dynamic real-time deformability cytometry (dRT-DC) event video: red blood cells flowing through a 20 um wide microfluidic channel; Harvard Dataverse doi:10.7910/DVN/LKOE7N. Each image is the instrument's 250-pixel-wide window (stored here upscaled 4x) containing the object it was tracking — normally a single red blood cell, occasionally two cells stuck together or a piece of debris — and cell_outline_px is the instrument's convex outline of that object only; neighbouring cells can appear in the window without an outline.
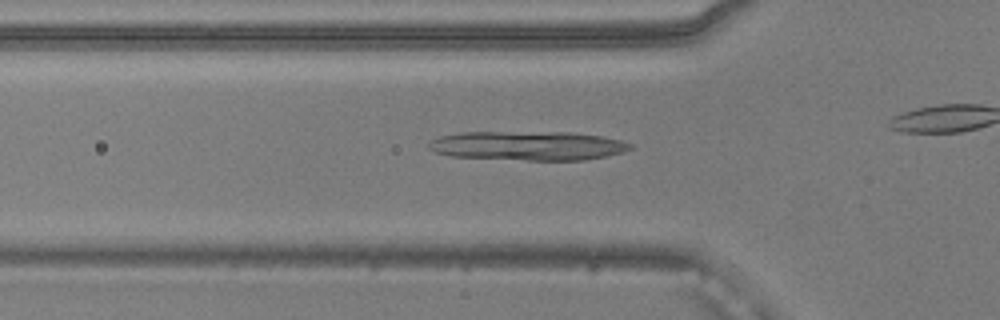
{"species": "common noctule bat (a hibernating species)", "species_latin": "Nyctalus noctula", "temperature_condition": "warm", "stored_images_in_passage": 40, "camera_frame_rate_fps": 3000, "um_per_image_px": 0.085, "animal": {"sex": "male", "body_mass_g": 20.5, "forearm_length_mm": 52.5}, "frame": {"image": 1, "passage_image": 16, "time_ms": 5.0, "image_size_px": [1000, 320], "cell_outline_px": [[632, 148], [624, 152], [584, 160], [528, 160], [452, 156], [436, 152], [428, 148], [428, 144], [432, 140], [440, 136], [460, 132], [568, 132], [600, 136], [620, 140], [632, 144]], "centroid_in_image_um": [44.87, 12.38], "position_along_channel_um": 80.9, "area_um2": 34.04}}
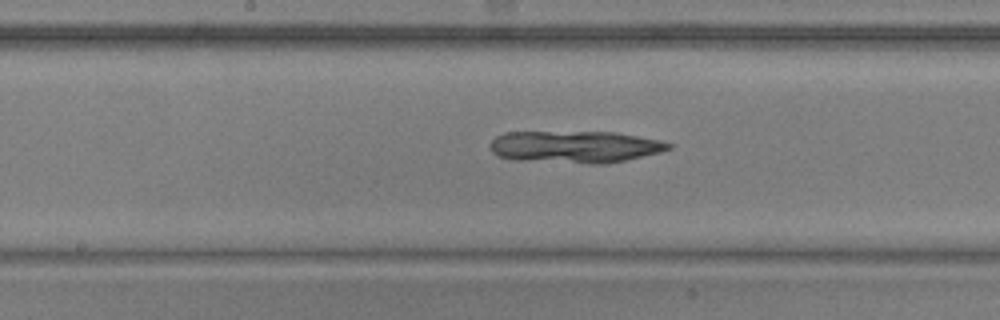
{"frame": {"image": 2, "passage_image": 25, "time_ms": 8.0, "image_size_px": [1000, 320], "cell_outline_px": [[672, 148], [660, 152], [608, 164], [588, 164], [516, 160], [496, 156], [492, 152], [488, 144], [496, 136], [504, 132], [616, 132], [660, 140], [672, 144]], "centroid_in_image_um": [48.85, 12.49], "position_along_channel_um": 199.4, "area_um2": 33.7}}
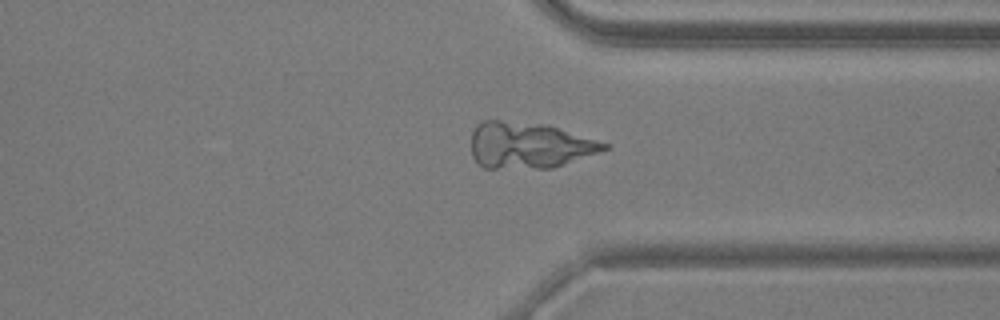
{"frame": {"image": 3, "passage_image": 38, "time_ms": 12.333, "image_size_px": [1000, 320], "cell_outline_px": [[608, 148], [600, 152], [552, 168], [484, 168], [476, 164], [472, 156], [472, 132], [476, 124], [484, 120], [500, 120], [548, 124], [608, 144]], "centroid_in_image_um": [44.92, 12.34], "position_along_channel_um": 366.5, "area_um2": 35.89}}